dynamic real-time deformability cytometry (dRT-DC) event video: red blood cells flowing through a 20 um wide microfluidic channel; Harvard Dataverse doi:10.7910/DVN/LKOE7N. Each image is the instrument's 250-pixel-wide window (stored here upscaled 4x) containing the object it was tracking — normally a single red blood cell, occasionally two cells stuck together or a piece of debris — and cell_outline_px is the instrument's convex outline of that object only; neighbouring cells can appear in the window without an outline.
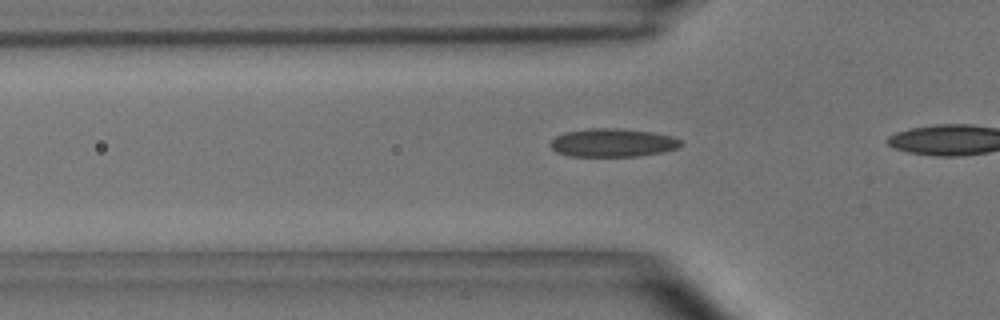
{"species": "common noctule bat (a hibernating species)", "species_latin": "Nyctalus noctula", "temperature_condition": "room temperature", "stored_images_in_passage": 15, "camera_frame_rate_fps": 3000, "um_per_image_px": 0.085, "animal": {"sex": "male", "body_mass_g": 15.6}, "frame": {"image": 1, "passage_image": 3, "time_ms": 0.667, "image_size_px": [1000, 320], "cell_outline_px": [[684, 144], [676, 148], [664, 152], [636, 156], [568, 156], [556, 152], [548, 144], [556, 136], [564, 132], [588, 128], [620, 128], [652, 132], [672, 136], [680, 140]], "centroid_in_image_um": [52.06, 12.13], "position_along_channel_um": 73.7, "area_um2": 21.68}}